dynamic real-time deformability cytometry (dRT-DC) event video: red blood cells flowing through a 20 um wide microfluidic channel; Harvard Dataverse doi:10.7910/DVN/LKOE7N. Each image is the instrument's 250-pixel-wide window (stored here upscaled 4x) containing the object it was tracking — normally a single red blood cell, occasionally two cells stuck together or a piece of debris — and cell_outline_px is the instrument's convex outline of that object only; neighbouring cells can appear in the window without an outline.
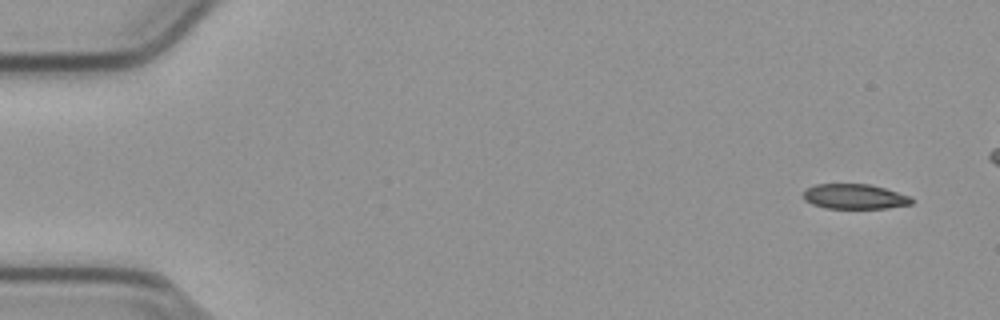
{"species": "common noctule bat (a hibernating species)", "species_latin": "Nyctalus noctula", "temperature_condition": "cold", "stored_images_in_passage": 15, "camera_frame_rate_fps": 3000, "um_per_image_px": 0.085, "animal": {"sex": "male", "body_mass_g": 23.1, "forearm_length_mm": 52.7}, "frame": {"image": 1, "passage_image": 1, "time_ms": 0.0, "image_size_px": [1000, 320], "cell_outline_px": [[916, 200], [912, 204], [888, 208], [824, 208], [812, 204], [804, 200], [800, 196], [804, 188], [816, 184], [868, 184], [884, 188], [912, 196]], "centroid_in_image_um": [72.62, 16.7], "position_along_channel_um": 12.4, "area_um2": 16.13}}